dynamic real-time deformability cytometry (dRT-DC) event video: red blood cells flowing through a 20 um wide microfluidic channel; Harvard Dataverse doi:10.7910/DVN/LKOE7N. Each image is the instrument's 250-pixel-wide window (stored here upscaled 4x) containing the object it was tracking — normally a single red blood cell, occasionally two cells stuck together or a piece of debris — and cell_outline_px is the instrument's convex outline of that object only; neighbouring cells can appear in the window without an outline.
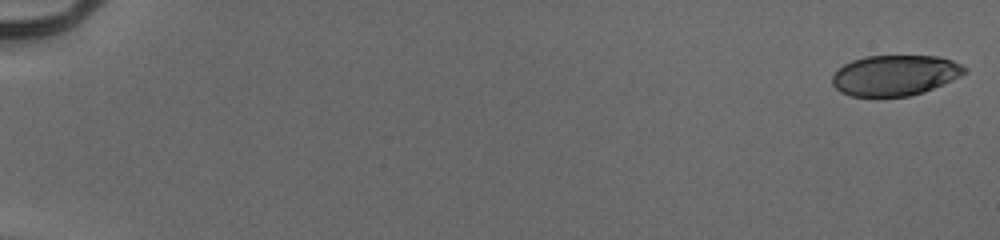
{"species": "human", "species_latin": "Homo sapiens", "temperature_condition": "cold", "stored_images_in_passage": 54, "camera_frame_rate_fps": 3000, "um_per_image_px": 0.085, "donor": {"sex": "male"}, "frame": {"image": 1, "passage_image": 1, "time_ms": 0.0, "image_size_px": [1000, 240], "cell_outline_px": [[968, 72], [944, 84], [924, 92], [908, 96], [852, 96], [840, 92], [832, 84], [832, 76], [844, 64], [852, 60], [864, 56], [940, 56], [952, 60], [968, 68]], "centroid_in_image_um": [76.1, 6.39], "position_along_channel_um": 8.9, "area_um2": 31.33}}
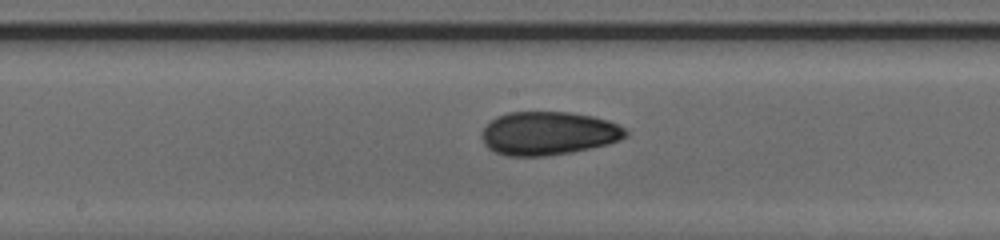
{"frame": {"image": 2, "passage_image": 31, "time_ms": 10.0, "image_size_px": [1000, 240], "cell_outline_px": [[628, 136], [620, 140], [608, 144], [568, 152], [544, 156], [508, 156], [496, 152], [488, 148], [484, 144], [480, 136], [484, 128], [496, 116], [508, 112], [568, 112], [592, 116], [608, 120], [624, 128], [628, 132]], "centroid_in_image_um": [46.6, 11.33], "position_along_channel_um": 201.6, "area_um2": 36.3}}
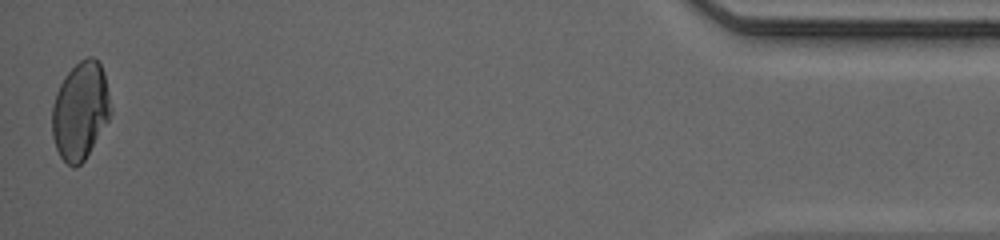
{"frame": {"image": 3, "passage_image": 54, "time_ms": 17.667, "image_size_px": [1000, 240], "cell_outline_px": [[112, 112], [108, 120], [84, 160], [76, 168], [72, 168], [60, 156], [56, 148], [52, 136], [52, 104], [56, 92], [64, 76], [80, 60], [88, 56], [92, 56], [100, 64], [104, 72], [112, 108]], "centroid_in_image_um": [6.82, 9.41], "position_along_channel_um": 428.4, "area_um2": 33.35}, "authors_computed_cell_mechanics": {"area_um2": 34.3332, "velocity_mm_per_s": 3.9604, "shape_relaxation_time_tau1_ms": 5.5492, "shape_relaxation_time_tau2_ms": 1.7538, "deformation_change_tau1": 0.1499, "deformation_change_tau2": 0.0635}}